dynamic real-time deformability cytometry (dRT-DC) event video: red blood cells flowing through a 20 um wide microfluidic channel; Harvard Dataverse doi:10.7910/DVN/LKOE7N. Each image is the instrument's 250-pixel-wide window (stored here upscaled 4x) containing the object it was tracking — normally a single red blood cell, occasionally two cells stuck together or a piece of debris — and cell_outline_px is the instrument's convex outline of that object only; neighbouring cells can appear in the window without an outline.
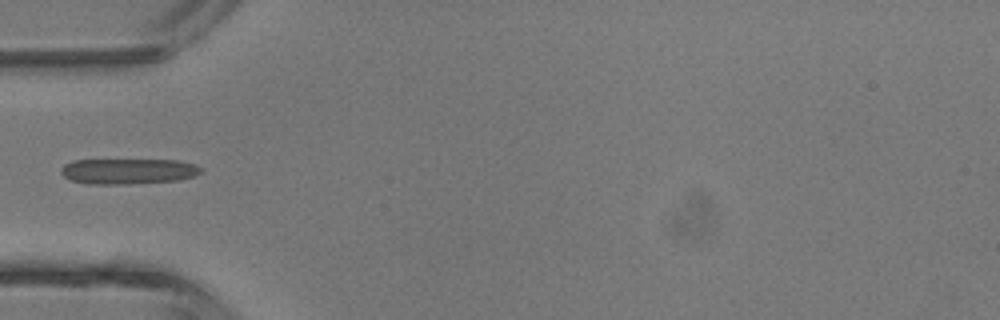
{"species": "common noctule bat (a hibernating species)", "species_latin": "Nyctalus noctula", "temperature_condition": "room temperature", "stored_images_in_passage": 1, "camera_frame_rate_fps": 3000, "um_per_image_px": 0.085, "animal": {"sex": "male", "body_mass_g": 13.3}, "frame": {"image": 1, "passage_image": 1, "time_ms": 0.0, "image_size_px": [1000, 320], "cell_outline_px": [[204, 172], [192, 176], [176, 180], [128, 184], [88, 184], [72, 180], [64, 176], [60, 172], [60, 168], [64, 164], [72, 160], [176, 160], [196, 164], [204, 168]], "centroid_in_image_um": [10.9, 14.55], "position_along_channel_um": 74.1, "area_um2": 20.92}}